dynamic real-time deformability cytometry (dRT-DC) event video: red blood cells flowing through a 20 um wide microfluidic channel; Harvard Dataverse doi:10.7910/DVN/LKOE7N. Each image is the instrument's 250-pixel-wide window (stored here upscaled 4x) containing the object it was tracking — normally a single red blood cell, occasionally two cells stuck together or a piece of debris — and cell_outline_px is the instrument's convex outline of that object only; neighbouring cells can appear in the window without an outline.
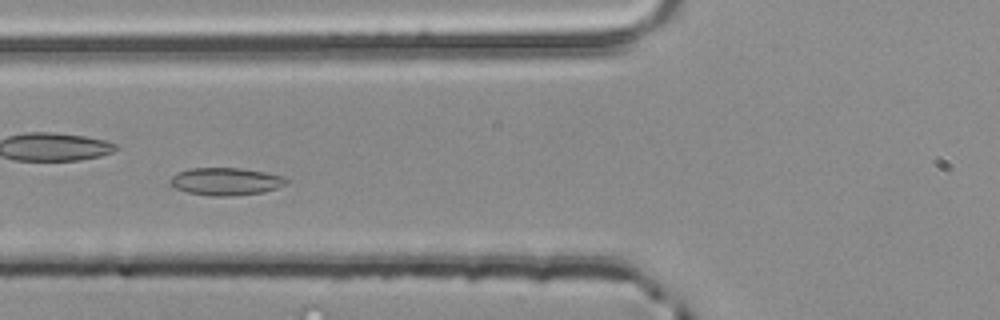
{"species": "common noctule bat (a hibernating species)", "species_latin": "Nyctalus noctula", "temperature_condition": "room temperature", "stored_images_in_passage": 16, "camera_frame_rate_fps": 3000, "um_per_image_px": 0.085, "animal": {"sex": "male", "body_mass_g": 20.4}, "frame": {"image": 1, "passage_image": 7, "time_ms": 2.0, "image_size_px": [1000, 320], "cell_outline_px": [[288, 180], [284, 184], [276, 188], [264, 192], [228, 196], [212, 196], [188, 192], [176, 188], [168, 184], [168, 180], [176, 172], [188, 168], [240, 168], [264, 172], [284, 176]], "centroid_in_image_um": [19.14, 15.41], "position_along_channel_um": 106.7, "area_um2": 18.67}}